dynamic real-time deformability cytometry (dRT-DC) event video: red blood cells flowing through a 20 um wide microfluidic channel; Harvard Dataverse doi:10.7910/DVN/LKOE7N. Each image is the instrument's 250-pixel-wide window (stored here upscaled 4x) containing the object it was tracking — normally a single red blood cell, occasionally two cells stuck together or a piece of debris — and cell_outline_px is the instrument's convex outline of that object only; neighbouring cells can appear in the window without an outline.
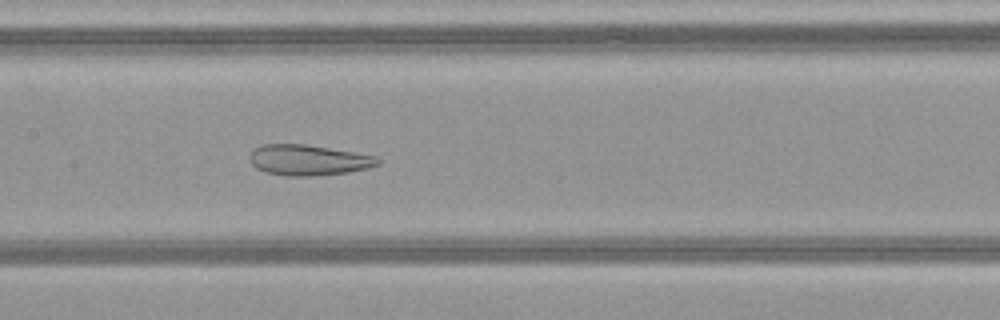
{"species": "common noctule bat (a hibernating species)", "species_latin": "Nyctalus noctula", "temperature_condition": "warm", "stored_images_in_passage": 49, "camera_frame_rate_fps": 3000, "um_per_image_px": 0.085, "animal": {"sex": "female", "body_mass_g": 21.9}, "frame": {"image": 1, "passage_image": 24, "time_ms": 7.667, "image_size_px": [1000, 320], "cell_outline_px": [[380, 164], [368, 168], [348, 172], [312, 176], [284, 176], [264, 172], [256, 168], [248, 160], [248, 156], [252, 148], [260, 144], [304, 144], [376, 156], [380, 160]], "centroid_in_image_um": [26.13, 13.61], "position_along_channel_um": 181.3, "area_um2": 23.06}}
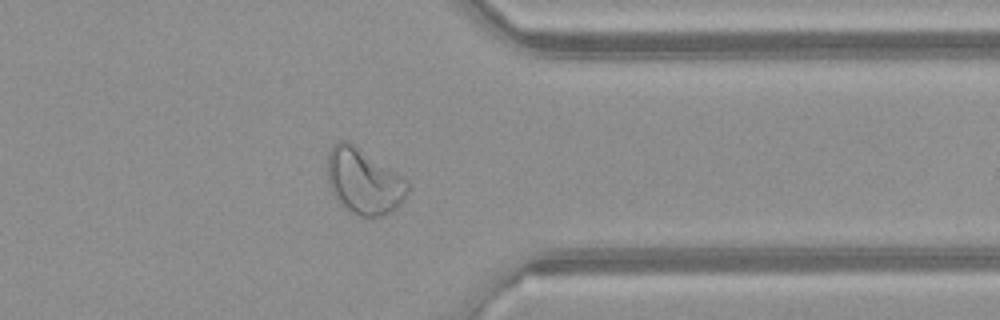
{"frame": {"image": 2, "passage_image": 39, "time_ms": 12.667, "image_size_px": [1000, 320], "cell_outline_px": [[408, 192], [404, 200], [392, 212], [384, 216], [372, 220], [348, 212], [340, 204], [328, 180], [328, 156], [332, 148], [340, 140], [348, 140], [408, 180]], "centroid_in_image_um": [30.96, 15.47], "position_along_channel_um": 380.4, "area_um2": 30.75}}
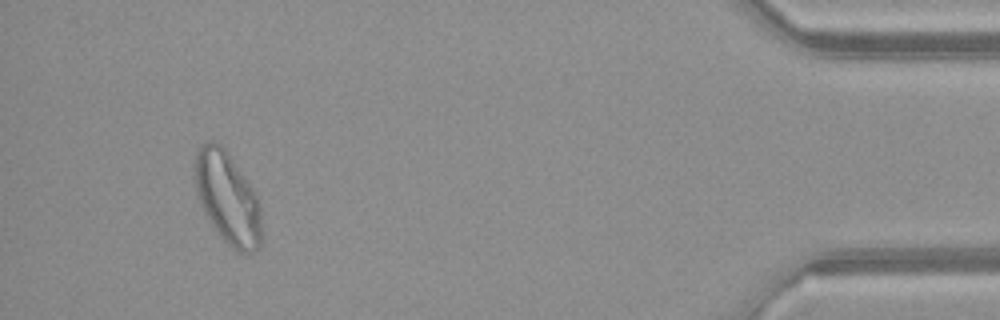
{"frame": {"image": 3, "passage_image": 46, "time_ms": 15.0, "image_size_px": [1000, 320], "cell_outline_px": [[260, 244], [252, 252], [240, 252], [232, 248], [220, 236], [204, 212], [200, 204], [196, 192], [192, 164], [196, 152], [200, 144], [208, 140], [216, 140], [228, 152], [256, 192], [260, 204]], "centroid_in_image_um": [19.29, 16.75], "position_along_channel_um": 415.9, "area_um2": 36.07}}